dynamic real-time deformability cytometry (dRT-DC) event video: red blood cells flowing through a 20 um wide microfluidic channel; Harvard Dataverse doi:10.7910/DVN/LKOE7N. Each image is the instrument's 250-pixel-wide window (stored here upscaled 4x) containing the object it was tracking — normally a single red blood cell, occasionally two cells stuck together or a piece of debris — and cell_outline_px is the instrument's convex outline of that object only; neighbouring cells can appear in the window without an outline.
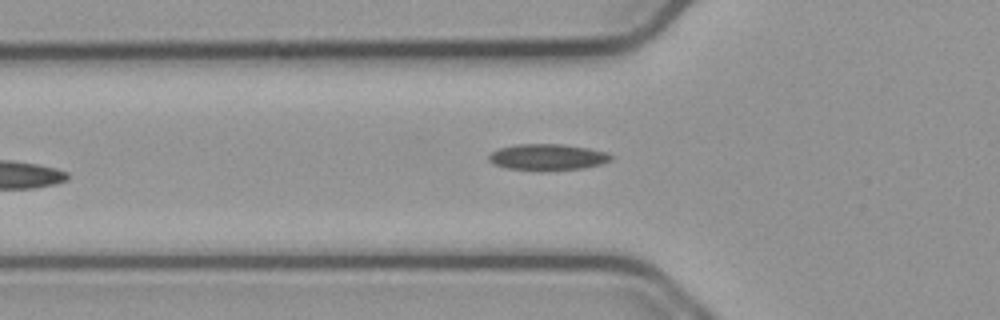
{"species": "common noctule bat (a hibernating species)", "species_latin": "Nyctalus noctula", "temperature_condition": "cold", "stored_images_in_passage": 37, "camera_frame_rate_fps": 3000, "um_per_image_px": 0.085, "animal": {"sex": "male", "body_mass_g": 23.1, "forearm_length_mm": 52.7}, "frame": {"image": 1, "passage_image": 3, "time_ms": 0.667, "image_size_px": [1000, 320], "cell_outline_px": [[612, 160], [600, 164], [584, 168], [540, 172], [508, 168], [492, 164], [488, 160], [488, 156], [492, 152], [500, 148], [516, 144], [564, 144], [588, 148], [608, 152], [612, 156]], "centroid_in_image_um": [46.54, 13.37], "position_along_channel_um": 79.3, "area_um2": 19.07}}
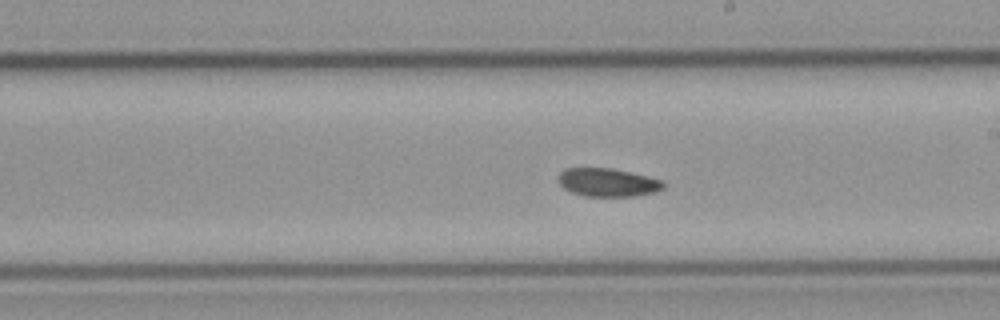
{"frame": {"image": 2, "passage_image": 12, "time_ms": 3.667, "image_size_px": [1000, 320], "cell_outline_px": [[664, 188], [656, 192], [632, 196], [584, 196], [572, 192], [564, 188], [556, 180], [556, 176], [564, 168], [612, 168], [664, 180]], "centroid_in_image_um": [51.63, 15.5], "position_along_channel_um": 237.4, "area_um2": 17.46}}
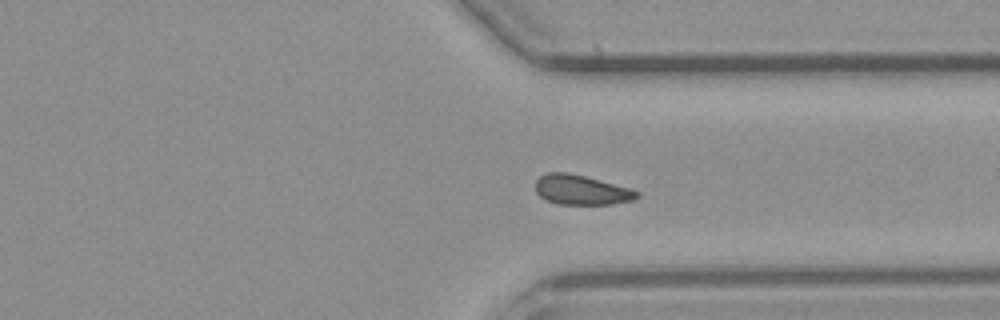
{"frame": {"image": 3, "passage_image": 22, "time_ms": 7.0, "image_size_px": [1000, 320], "cell_outline_px": [[640, 196], [632, 200], [612, 204], [556, 204], [544, 200], [536, 192], [536, 180], [540, 176], [548, 172], [568, 172], [632, 188], [640, 192]], "centroid_in_image_um": [49.41, 16.14], "position_along_channel_um": 362.0, "area_um2": 17.74}}